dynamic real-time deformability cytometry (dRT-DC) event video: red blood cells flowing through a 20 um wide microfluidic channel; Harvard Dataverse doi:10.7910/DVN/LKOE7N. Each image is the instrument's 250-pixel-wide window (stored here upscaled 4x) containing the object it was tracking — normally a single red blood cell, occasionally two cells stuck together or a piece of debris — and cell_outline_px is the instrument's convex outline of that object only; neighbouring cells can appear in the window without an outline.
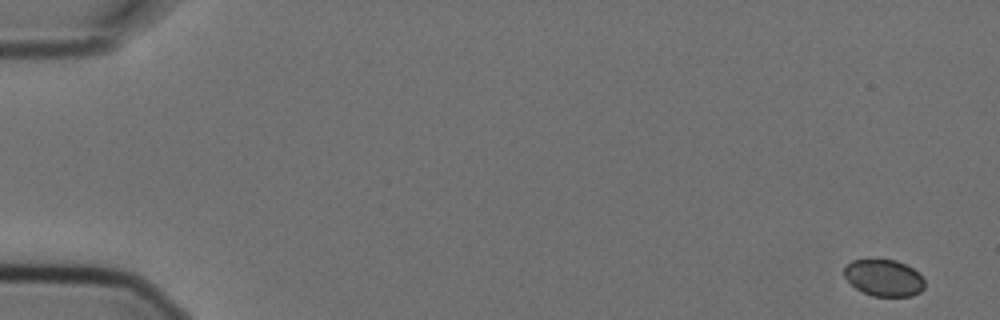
{"species": "Egyptian fruit bat (a non-hibernating species)", "species_latin": "Rousettus aegyptiacus", "temperature_condition": "cold", "stored_images_in_passage": 13, "camera_frame_rate_fps": 3000, "um_per_image_px": 0.085, "animal": {"sex": "female"}, "frame": {"image": 1, "passage_image": 1, "time_ms": 0.0, "image_size_px": [1000, 320], "cell_outline_px": [[924, 288], [920, 292], [912, 296], [872, 296], [856, 288], [844, 276], [844, 264], [852, 260], [896, 260], [912, 268], [924, 280]], "centroid_in_image_um": [75.11, 23.62], "position_along_channel_um": 9.9, "area_um2": 17.05}}
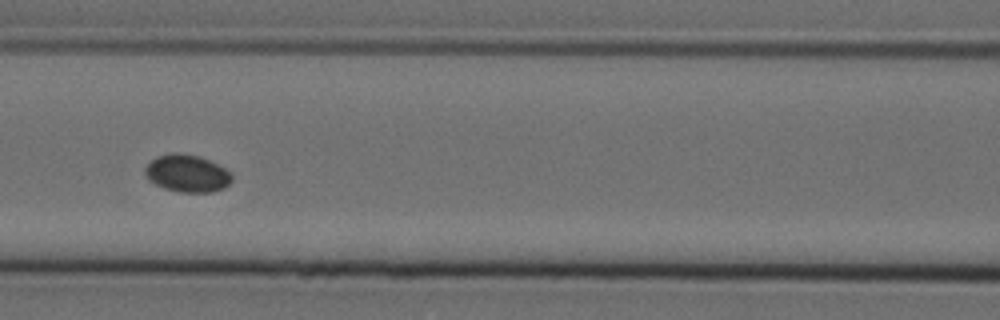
{"frame": {"image": 2, "passage_image": 6, "time_ms": 1.667, "image_size_px": [1000, 320], "cell_outline_px": [[232, 180], [224, 188], [212, 192], [180, 192], [164, 188], [148, 180], [144, 172], [144, 168], [156, 156], [172, 152], [176, 152], [200, 156], [224, 168], [232, 176]], "centroid_in_image_um": [15.88, 14.73], "position_along_channel_um": 150.7, "area_um2": 18.84}}
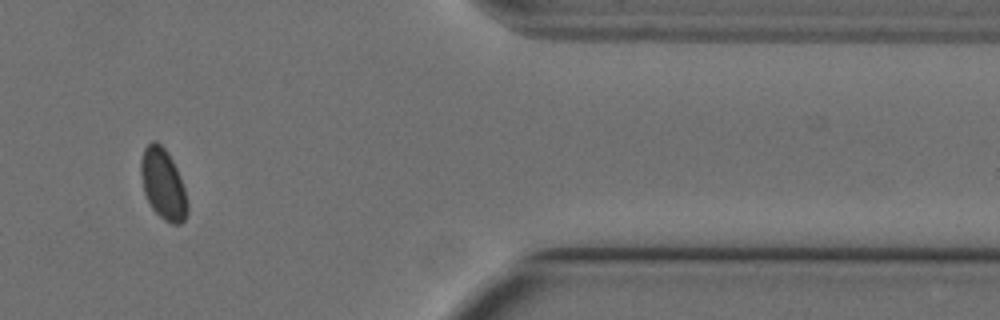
{"frame": {"image": 3, "passage_image": 12, "time_ms": 3.667, "image_size_px": [1000, 320], "cell_outline_px": [[188, 212], [184, 220], [180, 224], [172, 224], [164, 220], [152, 208], [144, 192], [140, 172], [140, 160], [144, 148], [152, 140], [156, 140], [168, 152], [180, 176], [184, 188], [188, 204]], "centroid_in_image_um": [13.86, 15.64], "position_along_channel_um": 397.5, "area_um2": 19.19}}